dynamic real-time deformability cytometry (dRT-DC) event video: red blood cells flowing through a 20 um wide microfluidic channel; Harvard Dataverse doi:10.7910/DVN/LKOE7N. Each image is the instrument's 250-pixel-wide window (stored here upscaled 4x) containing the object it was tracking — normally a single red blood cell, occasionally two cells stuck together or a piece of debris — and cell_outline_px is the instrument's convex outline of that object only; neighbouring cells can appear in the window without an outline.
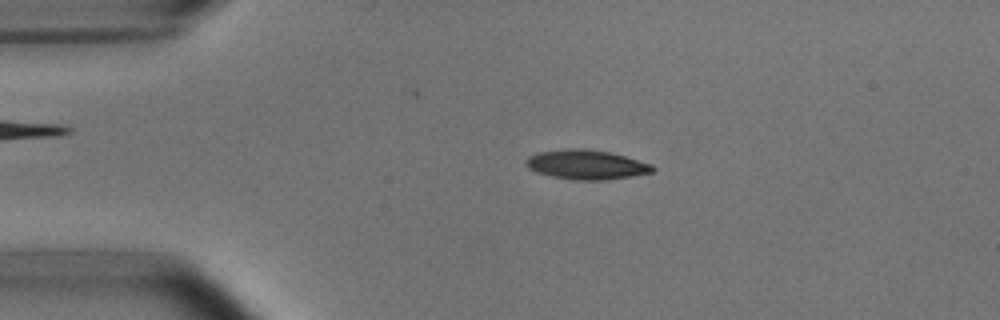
{"species": "common noctule bat (a hibernating species)", "species_latin": "Nyctalus noctula", "temperature_condition": "room temperature", "stored_images_in_passage": 3, "camera_frame_rate_fps": 3000, "um_per_image_px": 0.085, "animal": {"sex": "male", "body_mass_g": 15.6}, "frame": {"image": 1, "passage_image": 2, "time_ms": 0.333, "image_size_px": [1000, 320], "cell_outline_px": [[656, 168], [652, 172], [632, 176], [600, 180], [576, 180], [552, 176], [536, 172], [528, 168], [524, 164], [524, 160], [528, 156], [536, 152], [568, 148], [584, 148], [612, 152], [652, 164]], "centroid_in_image_um": [49.81, 13.97], "position_along_channel_um": 35.2, "area_um2": 21.96}}